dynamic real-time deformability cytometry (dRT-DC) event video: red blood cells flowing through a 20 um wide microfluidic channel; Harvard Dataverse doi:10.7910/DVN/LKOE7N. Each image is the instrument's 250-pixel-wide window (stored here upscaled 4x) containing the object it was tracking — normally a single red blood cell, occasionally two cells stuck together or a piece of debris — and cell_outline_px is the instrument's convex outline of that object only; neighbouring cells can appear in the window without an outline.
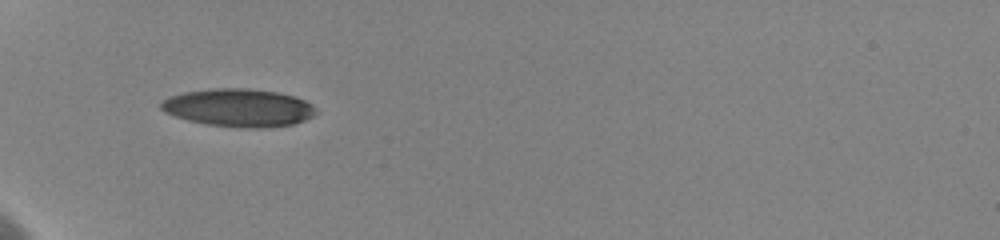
{"species": "human", "species_latin": "Homo sapiens", "temperature_condition": "cold", "stored_images_in_passage": 14, "camera_frame_rate_fps": 3000, "um_per_image_px": 0.085, "donor": {"sex": "female"}, "frame": {"image": 1, "passage_image": 5, "time_ms": 2.0, "image_size_px": [1000, 240], "cell_outline_px": [[316, 112], [312, 116], [304, 120], [292, 124], [264, 128], [244, 128], [208, 124], [188, 120], [164, 112], [160, 108], [160, 104], [168, 96], [184, 92], [216, 88], [244, 88], [276, 92], [292, 96], [304, 100], [312, 104], [316, 108]], "centroid_in_image_um": [20.27, 9.16], "position_along_channel_um": 64.7, "area_um2": 33.99}}